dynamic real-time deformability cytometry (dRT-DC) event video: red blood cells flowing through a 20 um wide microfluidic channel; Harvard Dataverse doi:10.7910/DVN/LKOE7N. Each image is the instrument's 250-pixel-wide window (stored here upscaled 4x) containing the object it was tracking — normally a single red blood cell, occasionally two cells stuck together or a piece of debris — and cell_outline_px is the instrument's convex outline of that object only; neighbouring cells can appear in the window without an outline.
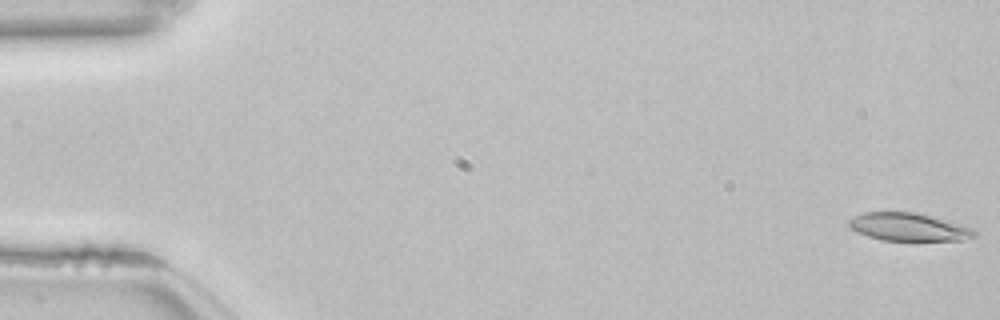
{"species": "common noctule bat (a hibernating species)", "species_latin": "Nyctalus noctula", "temperature_condition": "room temperature", "stored_images_in_passage": 54, "camera_frame_rate_fps": 3000, "um_per_image_px": 0.085, "animal": {"sex": "female", "body_mass_g": 22.7, "forearm_length_mm": 54.2}, "frame": {"image": 1, "passage_image": 1, "time_ms": 0.0, "image_size_px": [1000, 320], "cell_outline_px": [[976, 236], [964, 240], [880, 240], [868, 236], [852, 228], [848, 224], [848, 220], [864, 212], [916, 212], [972, 228], [976, 232]], "centroid_in_image_um": [77.23, 19.29], "position_along_channel_um": 7.8, "area_um2": 20.0}}
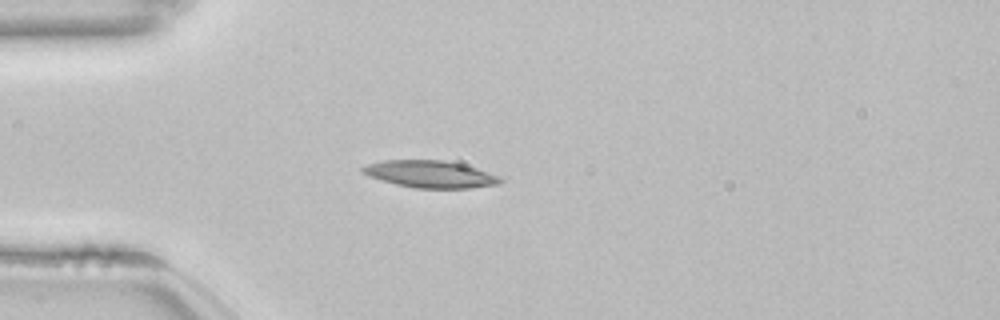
{"frame": {"image": 2, "passage_image": 15, "time_ms": 4.667, "image_size_px": [1000, 320], "cell_outline_px": [[504, 180], [500, 184], [472, 188], [416, 188], [396, 184], [368, 176], [360, 172], [360, 168], [368, 164], [384, 160], [444, 160], [464, 164], [500, 176]], "centroid_in_image_um": [36.59, 14.8], "position_along_channel_um": 48.4, "area_um2": 21.85}}
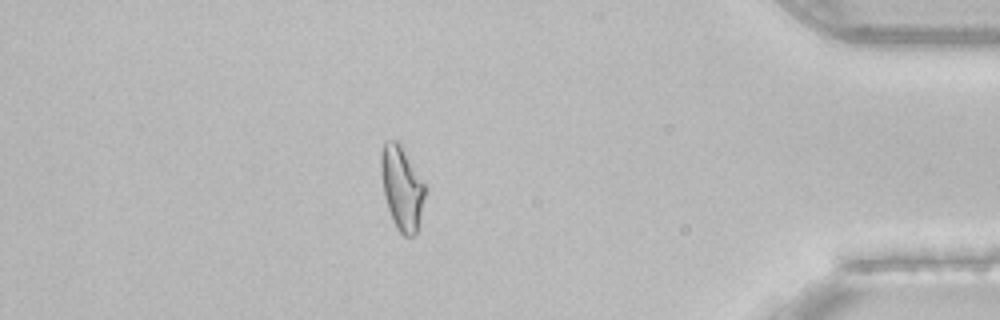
{"frame": {"image": 3, "passage_image": 47, "time_ms": 15.333, "image_size_px": [1000, 320], "cell_outline_px": [[428, 188], [416, 232], [412, 236], [404, 236], [396, 228], [392, 220], [384, 196], [380, 172], [380, 152], [384, 140], [396, 140], [400, 144], [428, 184]], "centroid_in_image_um": [34.17, 15.93], "position_along_channel_um": 401.0, "area_um2": 22.2}, "authors_computed_cell_mechanics": {"area_um2": 20.7502, "velocity_mm_per_s": 3.8313, "shape_relaxation_time_tau1_ms": 5.8509, "shape_relaxation_time_tau2_ms": 3.356, "deformation_change_tau1": 0.1948, "deformation_change_tau2": 0.1088}}